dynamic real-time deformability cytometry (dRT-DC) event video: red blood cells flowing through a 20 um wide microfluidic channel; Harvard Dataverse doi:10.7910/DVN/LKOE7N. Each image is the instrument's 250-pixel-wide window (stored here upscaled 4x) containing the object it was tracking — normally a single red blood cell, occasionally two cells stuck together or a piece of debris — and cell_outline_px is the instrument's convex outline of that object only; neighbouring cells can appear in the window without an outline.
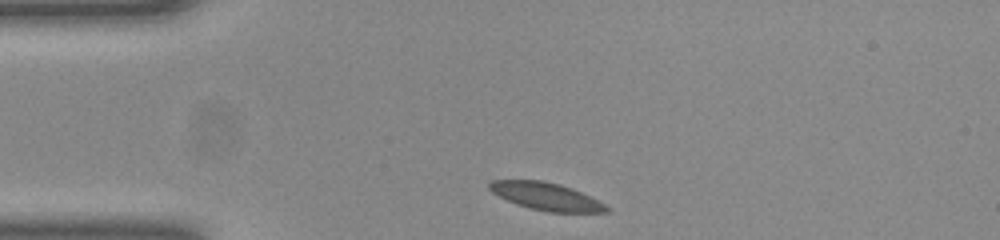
{"species": "common noctule bat (a hibernating species)", "species_latin": "Nyctalus noctula", "temperature_condition": "room temperature", "stored_images_in_passage": 32, "camera_frame_rate_fps": 3000, "um_per_image_px": 0.085, "animal": {"sex": "female", "body_mass_g": 23.0, "forearm_length_mm": 53.4}, "frame": {"image": 1, "passage_image": 1, "time_ms": 0.0, "image_size_px": [1000, 240], "cell_outline_px": [[612, 208], [608, 212], [548, 212], [528, 208], [516, 204], [492, 192], [488, 188], [488, 184], [492, 180], [540, 180], [560, 184], [572, 188]], "centroid_in_image_um": [46.41, 16.69], "position_along_channel_um": 38.6, "area_um2": 18.67}}
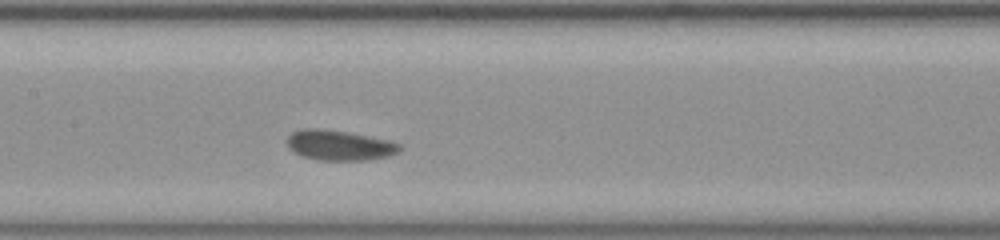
{"frame": {"image": 2, "passage_image": 14, "time_ms": 4.333, "image_size_px": [1000, 240], "cell_outline_px": [[404, 148], [400, 152], [388, 156], [368, 160], [316, 160], [304, 156], [296, 152], [288, 144], [288, 136], [292, 132], [304, 128], [316, 128], [344, 132], [388, 140], [400, 144]], "centroid_in_image_um": [28.9, 12.36], "position_along_channel_um": 178.5, "area_um2": 19.48}}
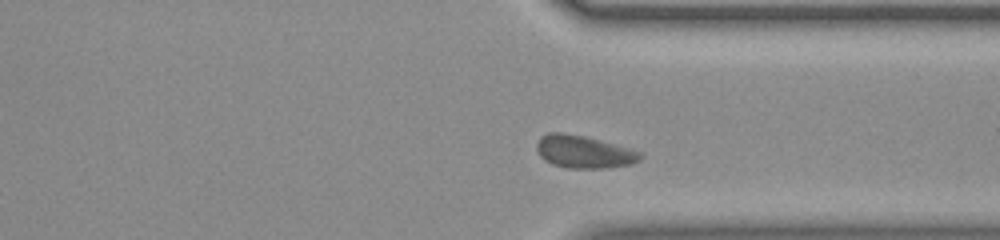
{"frame": {"image": 3, "passage_image": 28, "time_ms": 9.0, "image_size_px": [1000, 240], "cell_outline_px": [[644, 156], [640, 160], [632, 164], [604, 168], [568, 168], [552, 164], [544, 160], [540, 156], [536, 148], [536, 144], [540, 136], [548, 132], [564, 132], [584, 136], [632, 148], [644, 152]], "centroid_in_image_um": [49.65, 12.89], "position_along_channel_um": 361.7, "area_um2": 20.06}, "authors_computed_cell_mechanics": {"area_um2": 19.3919, "velocity_mm_per_s": 3.9279, "shape_relaxation_time_tau1_ms": 2.3885, "shape_relaxation_time_tau2_ms": 1.8628, "deformation_change_tau1": 0.0793, "deformation_change_tau2": 0.0617}}